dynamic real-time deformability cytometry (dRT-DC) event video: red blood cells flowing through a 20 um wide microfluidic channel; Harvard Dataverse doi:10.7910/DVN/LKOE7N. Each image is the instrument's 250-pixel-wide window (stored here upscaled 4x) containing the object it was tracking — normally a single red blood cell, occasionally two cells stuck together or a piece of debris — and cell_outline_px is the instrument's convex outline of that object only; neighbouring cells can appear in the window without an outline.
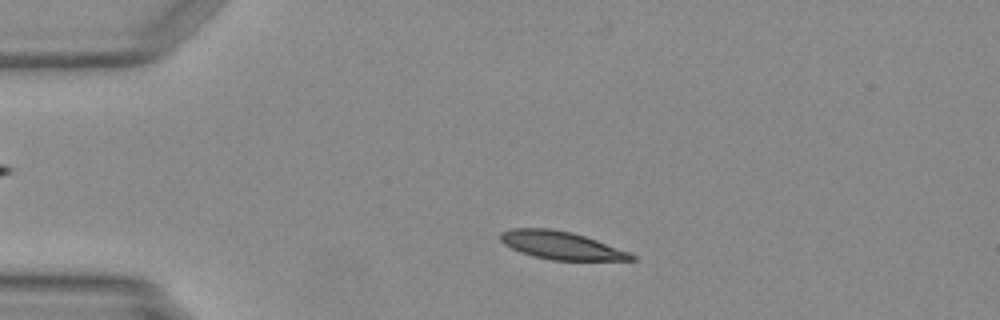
{"species": "Egyptian fruit bat (a non-hibernating species)", "species_latin": "Rousettus aegyptiacus", "temperature_condition": "warm", "stored_images_in_passage": 10, "camera_frame_rate_fps": 3000, "um_per_image_px": 0.085, "animal": {"sex": "female"}, "frame": {"image": 1, "passage_image": 2, "time_ms": 0.333, "image_size_px": [1000, 320], "cell_outline_px": [[636, 260], [552, 260], [532, 256], [520, 252], [504, 244], [500, 240], [500, 232], [512, 228], [552, 228], [572, 232], [596, 240], [628, 252], [636, 256]], "centroid_in_image_um": [47.65, 20.85], "position_along_channel_um": 37.3, "area_um2": 21.21}}
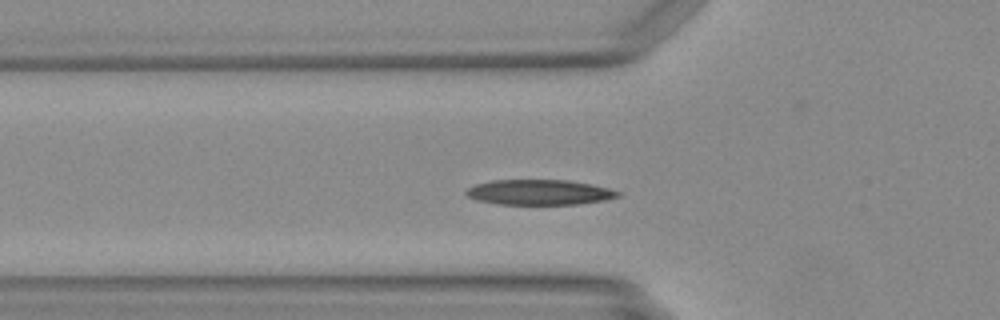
{"frame": {"image": 2, "passage_image": 8, "time_ms": 2.333, "image_size_px": [1000, 320], "cell_outline_px": [[620, 196], [604, 200], [576, 204], [496, 204], [476, 200], [468, 196], [464, 192], [468, 188], [476, 184], [492, 180], [568, 180], [592, 184], [608, 188], [620, 192]], "centroid_in_image_um": [45.82, 16.34], "position_along_channel_um": 80.0, "area_um2": 22.25}}